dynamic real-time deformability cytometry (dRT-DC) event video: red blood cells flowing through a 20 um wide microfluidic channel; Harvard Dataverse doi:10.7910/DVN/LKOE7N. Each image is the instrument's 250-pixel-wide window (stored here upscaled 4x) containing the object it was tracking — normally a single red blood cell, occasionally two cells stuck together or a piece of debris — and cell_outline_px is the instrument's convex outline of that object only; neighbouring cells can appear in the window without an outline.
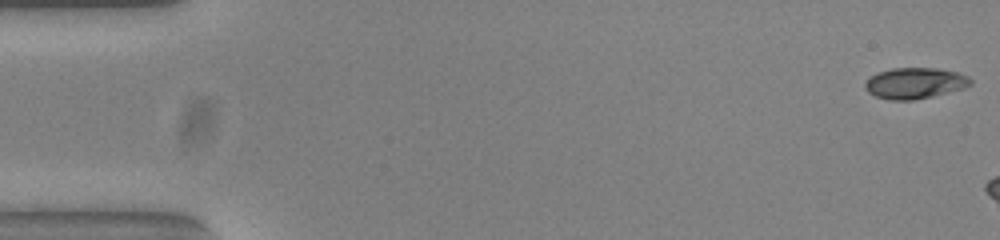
{"species": "common noctule bat (a hibernating species)", "species_latin": "Nyctalus noctula", "temperature_condition": "warm", "stored_images_in_passage": 6, "camera_frame_rate_fps": 3000, "um_per_image_px": 0.085, "animal": {"sex": "female", "body_mass_g": 23.0, "forearm_length_mm": 53.4}, "frame": {"image": 1, "passage_image": 1, "time_ms": 0.0, "image_size_px": [1000, 240], "cell_outline_px": [[972, 84], [964, 88], [932, 96], [912, 100], [892, 100], [876, 96], [868, 92], [864, 88], [864, 84], [876, 72], [892, 68], [936, 68], [956, 72], [968, 76], [972, 80]], "centroid_in_image_um": [77.76, 7.06], "position_along_channel_um": 7.2, "area_um2": 18.96}}